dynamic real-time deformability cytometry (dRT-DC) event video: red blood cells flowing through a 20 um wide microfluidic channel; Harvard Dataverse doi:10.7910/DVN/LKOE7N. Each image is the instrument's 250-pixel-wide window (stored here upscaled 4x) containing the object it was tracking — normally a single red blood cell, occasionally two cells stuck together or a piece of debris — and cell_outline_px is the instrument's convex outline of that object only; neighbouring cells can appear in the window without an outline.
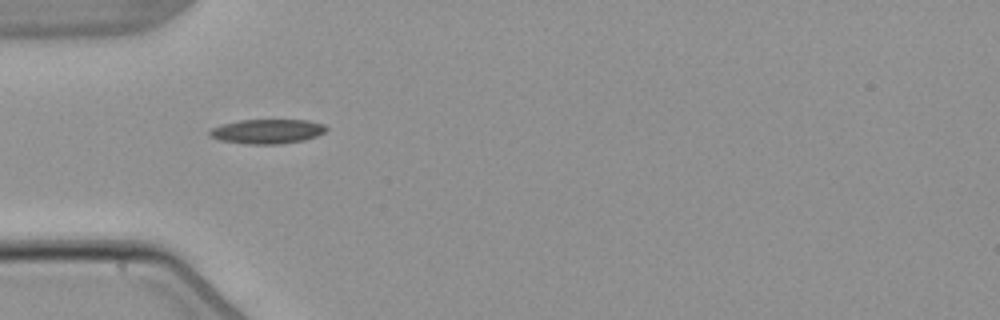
{"species": "common noctule bat (a hibernating species)", "species_latin": "Nyctalus noctula", "temperature_condition": "warm", "stored_images_in_passage": 6, "camera_frame_rate_fps": 3000, "um_per_image_px": 0.085, "animal": {"sex": "male", "body_mass_g": 21.5, "forearm_length_mm": 52.0}, "frame": {"image": 1, "passage_image": 5, "time_ms": 5.0, "image_size_px": [1000, 320], "cell_outline_px": [[328, 128], [324, 132], [316, 136], [304, 140], [280, 144], [248, 144], [220, 140], [208, 136], [208, 132], [212, 128], [224, 124], [240, 120], [308, 120], [324, 124]], "centroid_in_image_um": [22.72, 11.17], "position_along_channel_um": 62.3, "area_um2": 16.59}}
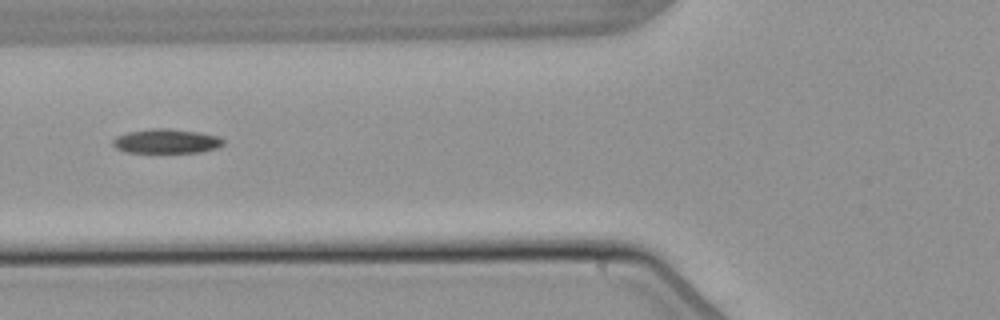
{"frame": {"image": 2, "passage_image": 6, "time_ms": 6.333, "image_size_px": [1000, 320], "cell_outline_px": [[224, 144], [216, 148], [200, 152], [124, 152], [116, 148], [112, 144], [112, 140], [116, 136], [128, 132], [152, 128], [168, 128], [200, 132], [220, 136], [224, 140]], "centroid_in_image_um": [14.15, 11.99], "position_along_channel_um": 111.7, "area_um2": 15.78}}